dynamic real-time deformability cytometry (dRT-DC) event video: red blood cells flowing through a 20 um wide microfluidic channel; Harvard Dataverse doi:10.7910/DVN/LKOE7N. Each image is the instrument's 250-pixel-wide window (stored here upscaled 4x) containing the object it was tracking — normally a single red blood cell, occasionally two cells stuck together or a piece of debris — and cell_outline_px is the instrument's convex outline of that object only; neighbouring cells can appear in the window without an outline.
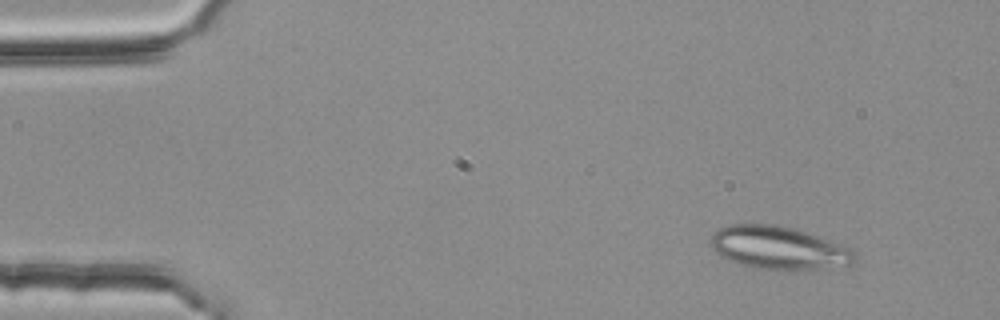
{"species": "common noctule bat (a hibernating species)", "species_latin": "Nyctalus noctula", "temperature_condition": "room temperature", "stored_images_in_passage": 3, "camera_frame_rate_fps": 3000, "um_per_image_px": 0.085, "animal": {"sex": "female", "body_mass_g": 25.1}, "frame": {"image": 1, "passage_image": 1, "time_ms": 0.0, "image_size_px": [1000, 320], "cell_outline_px": [[856, 260], [852, 264], [788, 272], [756, 268], [740, 264], [728, 260], [720, 256], [712, 248], [712, 232], [728, 224], [772, 224], [796, 228], [852, 248], [856, 252]], "centroid_in_image_um": [66.2, 21.08], "position_along_channel_um": 18.8, "area_um2": 36.59}}